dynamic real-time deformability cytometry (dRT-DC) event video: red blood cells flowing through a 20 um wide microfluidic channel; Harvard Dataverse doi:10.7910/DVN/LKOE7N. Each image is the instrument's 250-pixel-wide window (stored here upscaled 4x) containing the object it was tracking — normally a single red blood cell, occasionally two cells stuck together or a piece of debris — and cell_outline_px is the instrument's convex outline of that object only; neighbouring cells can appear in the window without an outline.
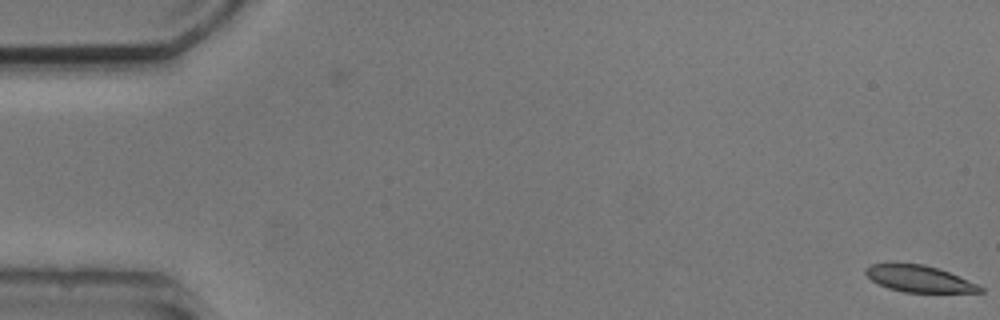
{"species": "common noctule bat (a hibernating species)", "species_latin": "Nyctalus noctula", "temperature_condition": "cold", "stored_images_in_passage": 6, "camera_frame_rate_fps": 3000, "um_per_image_px": 0.085, "animal": {"sex": "male", "body_mass_g": 20.5, "forearm_length_mm": 52.5}, "frame": {"image": 1, "passage_image": 1, "time_ms": 0.0, "image_size_px": [1000, 320], "cell_outline_px": [[984, 292], [904, 292], [888, 288], [872, 280], [864, 272], [864, 268], [872, 264], [896, 260], [924, 264], [948, 272], [980, 284], [984, 288]], "centroid_in_image_um": [78.09, 23.65], "position_along_channel_um": 6.9, "area_um2": 18.26}}
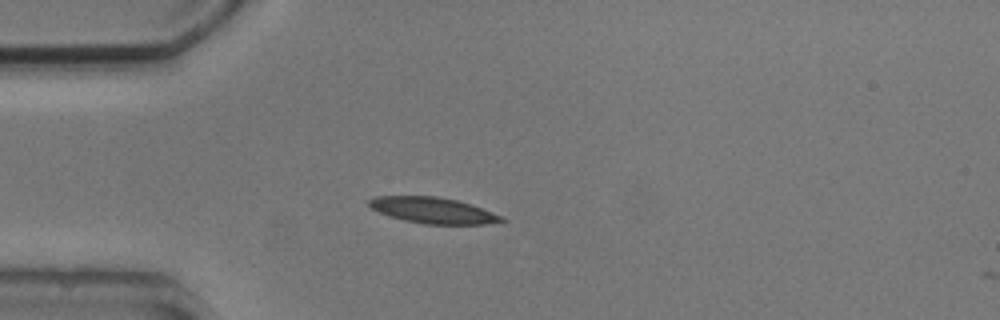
{"frame": {"image": 2, "passage_image": 5, "time_ms": 4.667, "image_size_px": [1000, 320], "cell_outline_px": [[508, 220], [484, 224], [424, 224], [404, 220], [388, 216], [372, 208], [368, 204], [368, 200], [372, 196], [436, 196], [456, 200], [472, 204], [504, 216]], "centroid_in_image_um": [36.82, 17.88], "position_along_channel_um": 48.2, "area_um2": 20.17}}